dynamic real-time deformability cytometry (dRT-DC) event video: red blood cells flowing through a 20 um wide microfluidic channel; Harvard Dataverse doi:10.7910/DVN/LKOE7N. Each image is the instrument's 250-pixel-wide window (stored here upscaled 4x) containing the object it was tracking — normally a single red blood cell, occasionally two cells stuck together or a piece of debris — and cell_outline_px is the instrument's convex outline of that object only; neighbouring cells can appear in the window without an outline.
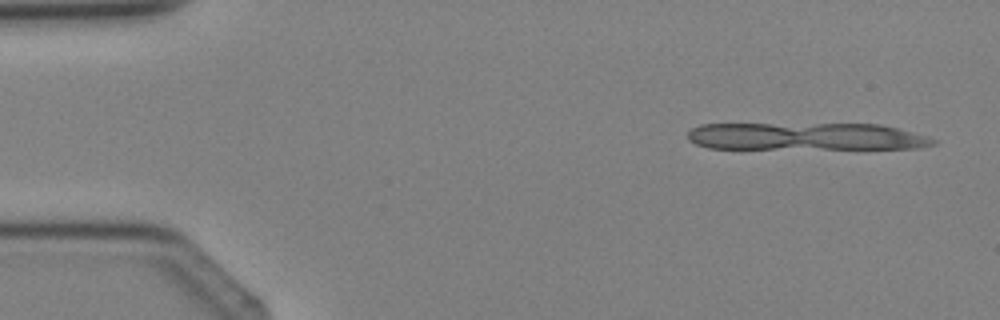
{"species": "Egyptian fruit bat (a non-hibernating species)", "species_latin": "Rousettus aegyptiacus", "temperature_condition": "cold", "stored_images_in_passage": 3, "camera_frame_rate_fps": 3000, "um_per_image_px": 0.085, "animal": {"sex": "female"}, "frame": {"image": 1, "passage_image": 1, "time_ms": 0.0, "image_size_px": [1000, 320], "cell_outline_px": [[936, 144], [920, 148], [708, 148], [696, 144], [688, 140], [688, 132], [692, 128], [700, 124], [880, 124], [928, 136], [936, 140]], "centroid_in_image_um": [68.5, 11.59], "position_along_channel_um": 16.5, "area_um2": 39.07}}